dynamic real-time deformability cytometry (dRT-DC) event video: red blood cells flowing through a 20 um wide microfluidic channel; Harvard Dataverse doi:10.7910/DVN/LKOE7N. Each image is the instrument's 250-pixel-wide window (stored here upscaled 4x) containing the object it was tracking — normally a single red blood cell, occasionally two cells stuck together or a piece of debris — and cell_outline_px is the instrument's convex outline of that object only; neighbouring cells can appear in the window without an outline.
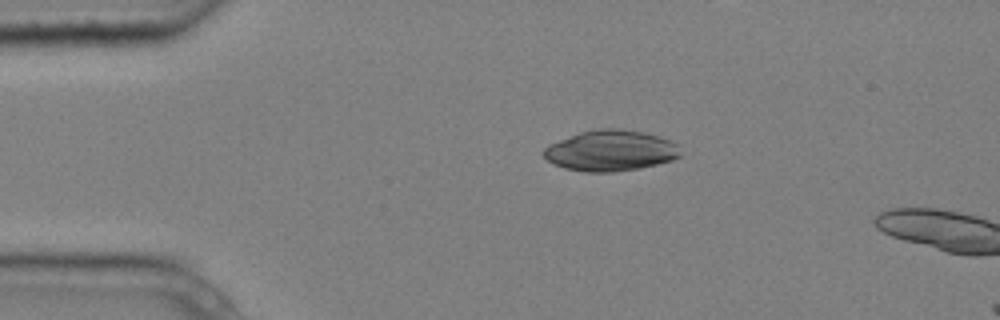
{"species": "common noctule bat (a hibernating species)", "species_latin": "Nyctalus noctula", "temperature_condition": "cold", "stored_images_in_passage": 2, "camera_frame_rate_fps": 3000, "um_per_image_px": 0.085, "animal": {"sex": "male", "body_mass_g": 20.4}, "frame": {"image": 1, "passage_image": 1, "time_ms": 0.0, "image_size_px": [1000, 320], "cell_outline_px": [[680, 156], [672, 160], [640, 168], [612, 172], [584, 172], [564, 168], [552, 164], [540, 152], [548, 144], [580, 132], [600, 128], [620, 128], [644, 132], [660, 136], [676, 144]], "centroid_in_image_um": [51.85, 12.8], "position_along_channel_um": 33.2, "area_um2": 32.6}}